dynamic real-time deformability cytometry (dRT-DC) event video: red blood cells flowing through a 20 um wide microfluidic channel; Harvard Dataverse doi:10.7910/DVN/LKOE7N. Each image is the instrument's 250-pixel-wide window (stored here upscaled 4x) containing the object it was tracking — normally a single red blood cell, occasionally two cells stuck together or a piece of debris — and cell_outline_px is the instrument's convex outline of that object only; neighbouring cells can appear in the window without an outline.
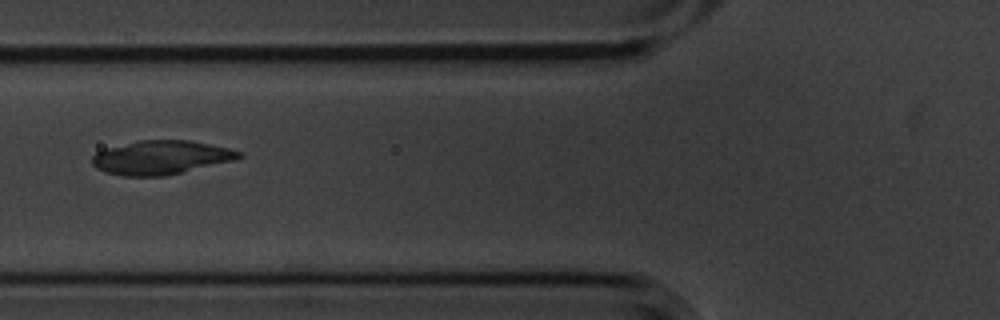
{"species": "common noctule bat (a hibernating species)", "species_latin": "Nyctalus noctula", "temperature_condition": "cold", "stored_images_in_passage": 10, "camera_frame_rate_fps": 3000, "um_per_image_px": 0.085, "animal": {"sex": "male", "body_mass_g": 20.1, "forearm_length_mm": 53.5}, "frame": {"image": 1, "passage_image": 4, "time_ms": 1.0, "image_size_px": [1000, 320], "cell_outline_px": [[244, 156], [236, 160], [164, 176], [120, 176], [96, 168], [92, 164], [92, 156], [96, 152], [108, 148], [140, 140], [188, 140], [228, 148], [244, 152]], "centroid_in_image_um": [13.71, 13.39], "position_along_channel_um": 112.1, "area_um2": 28.84}}
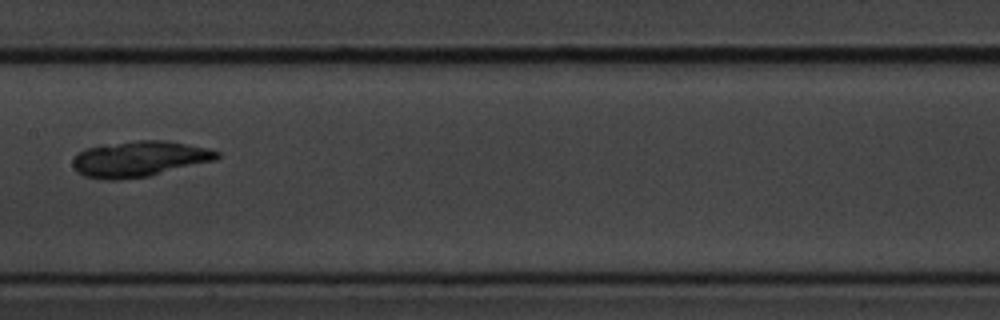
{"frame": {"image": 2, "passage_image": 6, "time_ms": 1.667, "image_size_px": [1000, 320], "cell_outline_px": [[220, 156], [216, 160], [148, 176], [120, 180], [104, 180], [84, 176], [76, 172], [72, 164], [72, 160], [76, 152], [84, 148], [100, 144], [136, 140], [164, 140], [208, 148], [220, 152]], "centroid_in_image_um": [11.77, 13.5], "position_along_channel_um": 195.6, "area_um2": 30.46}}
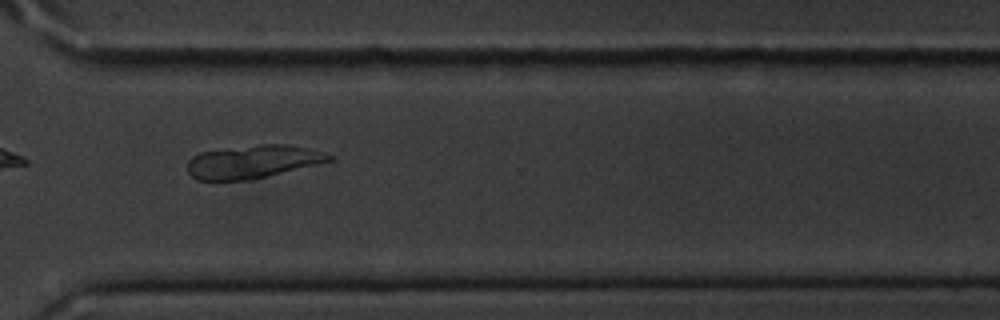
{"frame": {"image": 3, "passage_image": 10, "time_ms": 3.0, "image_size_px": [1000, 320], "cell_outline_px": [[336, 160], [252, 180], [196, 180], [188, 172], [188, 160], [192, 156], [200, 152], [224, 148], [260, 144], [288, 144], [308, 148], [324, 152], [336, 156]], "centroid_in_image_um": [21.55, 13.74], "position_along_channel_um": 349.1, "area_um2": 27.8}}